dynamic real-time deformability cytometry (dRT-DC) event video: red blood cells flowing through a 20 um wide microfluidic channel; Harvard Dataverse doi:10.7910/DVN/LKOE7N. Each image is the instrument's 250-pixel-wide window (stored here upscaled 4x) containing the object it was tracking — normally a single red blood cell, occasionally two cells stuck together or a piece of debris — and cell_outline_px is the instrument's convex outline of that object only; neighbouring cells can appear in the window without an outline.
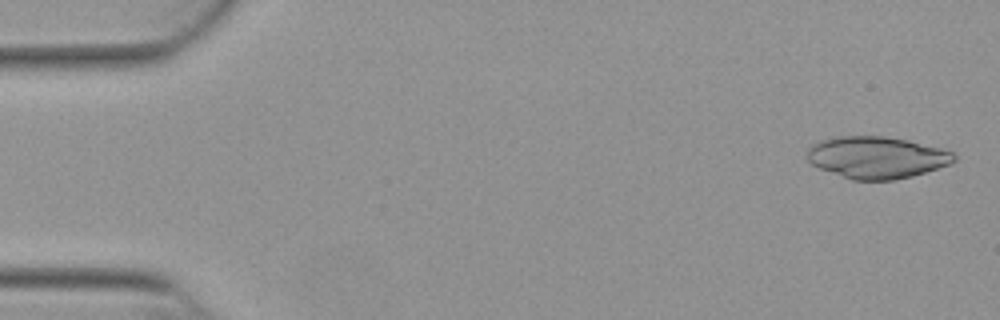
{"species": "Egyptian fruit bat (a non-hibernating species)", "species_latin": "Rousettus aegyptiacus", "temperature_condition": "warm", "stored_images_in_passage": 52, "camera_frame_rate_fps": 3000, "um_per_image_px": 0.085, "animal": {"sex": "female"}, "frame": {"image": 1, "passage_image": 2, "time_ms": 0.333, "image_size_px": [1000, 320], "cell_outline_px": [[956, 160], [948, 164], [912, 176], [896, 180], [852, 180], [820, 168], [812, 164], [808, 160], [808, 148], [812, 144], [820, 140], [840, 136], [884, 136], [908, 140], [940, 148], [952, 152], [956, 156]], "centroid_in_image_um": [74.5, 13.38], "position_along_channel_um": 10.5, "area_um2": 35.6}}